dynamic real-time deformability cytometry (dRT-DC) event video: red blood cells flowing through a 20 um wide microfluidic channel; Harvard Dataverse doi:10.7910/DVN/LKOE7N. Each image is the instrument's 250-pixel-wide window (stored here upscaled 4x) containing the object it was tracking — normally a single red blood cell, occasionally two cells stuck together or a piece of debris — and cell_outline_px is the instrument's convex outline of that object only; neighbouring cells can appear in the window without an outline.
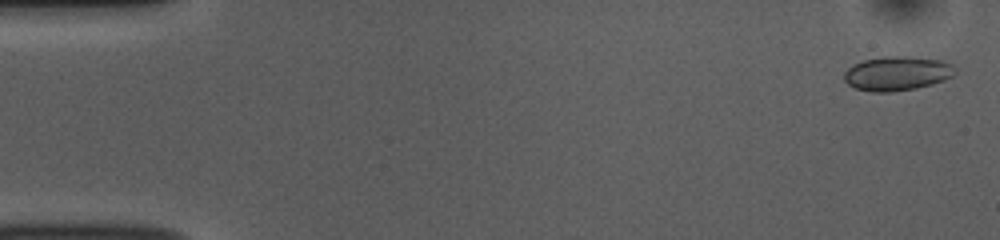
{"species": "common noctule bat (a hibernating species)", "species_latin": "Nyctalus noctula", "temperature_condition": "room temperature", "stored_images_in_passage": 53, "camera_frame_rate_fps": 3000, "um_per_image_px": 0.085, "animal": {"sex": "female", "body_mass_g": 10.0, "forearm_length_mm": 53.1}, "frame": {"image": 1, "passage_image": 2, "time_ms": 0.333, "image_size_px": [1000, 240], "cell_outline_px": [[956, 72], [952, 76], [944, 80], [932, 84], [916, 88], [892, 92], [872, 92], [856, 88], [848, 84], [844, 80], [844, 72], [852, 64], [864, 60], [880, 56], [908, 56], [940, 60], [952, 64], [956, 68]], "centroid_in_image_um": [76.25, 6.23], "position_along_channel_um": 8.8, "area_um2": 22.31}}
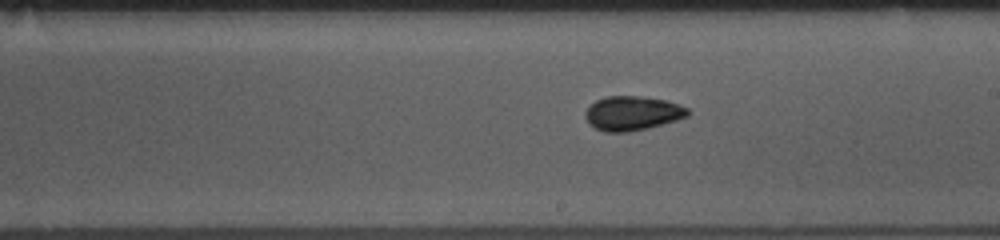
{"frame": {"image": 2, "passage_image": 30, "time_ms": 9.667, "image_size_px": [1000, 240], "cell_outline_px": [[688, 116], [676, 120], [648, 128], [628, 132], [604, 132], [588, 124], [584, 116], [584, 112], [596, 100], [608, 96], [640, 96], [664, 100], [688, 108]], "centroid_in_image_um": [53.71, 9.64], "position_along_channel_um": 235.3, "area_um2": 20.35}}
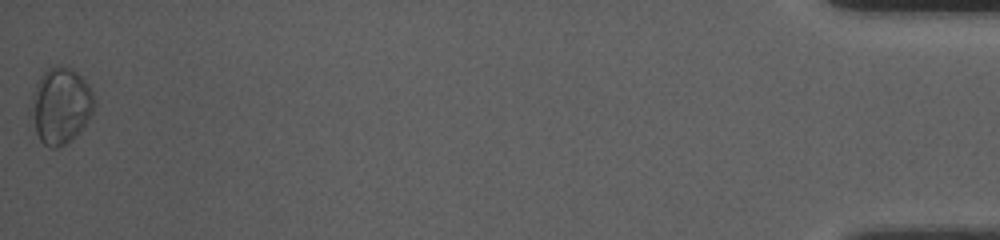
{"frame": {"image": 3, "passage_image": 53, "time_ms": 17.333, "image_size_px": [1000, 240], "cell_outline_px": [[96, 104], [88, 120], [80, 132], [64, 144], [56, 148], [48, 148], [40, 140], [36, 132], [28, 112], [32, 92], [40, 76], [48, 68], [56, 64], [68, 68], [76, 72], [88, 84], [92, 92]], "centroid_in_image_um": [5.12, 8.98], "position_along_channel_um": 430.1, "area_um2": 28.32}, "authors_computed_cell_mechanics": {"area_um2": 20.2878, "velocity_mm_per_s": 3.7831, "shape_relaxation_time_tau1_ms": 3.9747, "shape_relaxation_time_tau2_ms": 2.0089, "deformation_change_tau1": 0.0724, "deformation_change_tau2": 0.0409}}